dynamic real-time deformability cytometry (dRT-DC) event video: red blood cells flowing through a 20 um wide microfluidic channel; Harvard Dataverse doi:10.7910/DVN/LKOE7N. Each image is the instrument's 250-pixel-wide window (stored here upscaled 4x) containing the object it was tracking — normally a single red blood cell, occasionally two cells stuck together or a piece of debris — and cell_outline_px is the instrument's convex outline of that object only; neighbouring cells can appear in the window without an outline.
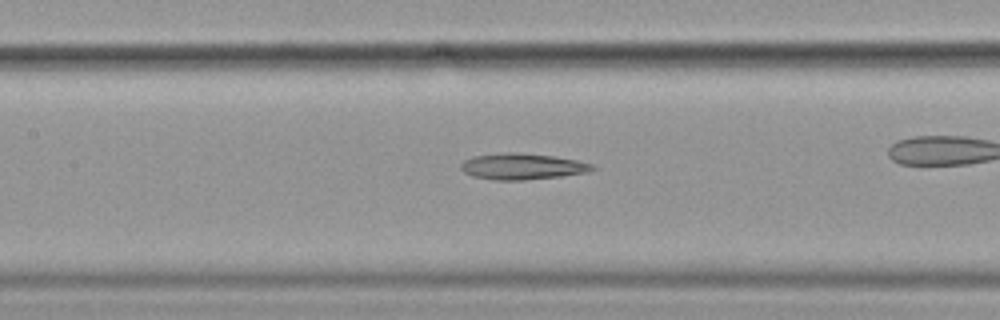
{"species": "common noctule bat (a hibernating species)", "species_latin": "Nyctalus noctula", "temperature_condition": "cold", "stored_images_in_passage": 46, "camera_frame_rate_fps": 3000, "um_per_image_px": 0.085, "animal": {"sex": "female", "body_mass_g": 19.9}, "frame": {"image": 1, "passage_image": 27, "time_ms": 8.667, "image_size_px": [1000, 320], "cell_outline_px": [[596, 168], [588, 172], [560, 176], [524, 180], [496, 180], [472, 176], [464, 172], [460, 168], [460, 164], [464, 160], [472, 156], [508, 152], [516, 152], [552, 156], [576, 160], [592, 164]], "centroid_in_image_um": [44.36, 14.15], "position_along_channel_um": 163.0, "area_um2": 19.94}}
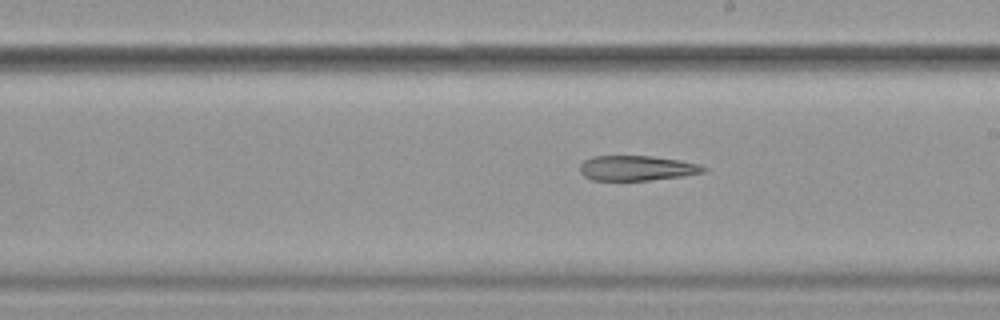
{"frame": {"image": 2, "passage_image": 33, "time_ms": 10.667, "image_size_px": [1000, 320], "cell_outline_px": [[708, 168], [704, 172], [684, 176], [648, 180], [592, 180], [584, 176], [580, 172], [580, 164], [584, 160], [592, 156], [652, 156], [680, 160], [700, 164]], "centroid_in_image_um": [54.14, 14.28], "position_along_channel_um": 234.9, "area_um2": 18.09}}